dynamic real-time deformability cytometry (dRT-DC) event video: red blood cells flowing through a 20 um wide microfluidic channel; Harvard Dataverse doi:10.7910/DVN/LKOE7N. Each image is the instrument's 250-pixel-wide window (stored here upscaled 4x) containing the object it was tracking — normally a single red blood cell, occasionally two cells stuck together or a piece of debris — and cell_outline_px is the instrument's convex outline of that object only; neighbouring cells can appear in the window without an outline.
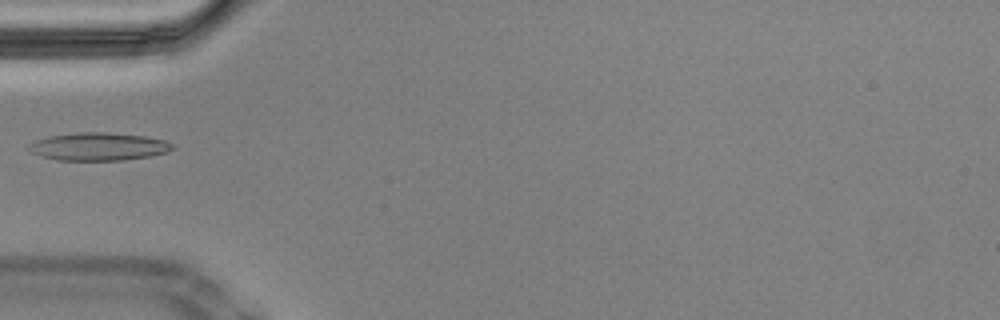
{"species": "Egyptian fruit bat (a non-hibernating species)", "species_latin": "Rousettus aegyptiacus", "temperature_condition": "cold", "stored_images_in_passage": 10, "camera_frame_rate_fps": 3000, "um_per_image_px": 0.085, "animal": {"sex": "male"}, "frame": {"image": 1, "passage_image": 1, "time_ms": 0.0, "image_size_px": [1000, 320], "cell_outline_px": [[176, 148], [168, 152], [148, 156], [124, 160], [56, 160], [32, 152], [28, 148], [28, 144], [36, 140], [48, 136], [80, 132], [104, 132], [144, 136], [164, 140], [172, 144]], "centroid_in_image_um": [8.39, 12.45], "position_along_channel_um": 76.6, "area_um2": 23.18}}